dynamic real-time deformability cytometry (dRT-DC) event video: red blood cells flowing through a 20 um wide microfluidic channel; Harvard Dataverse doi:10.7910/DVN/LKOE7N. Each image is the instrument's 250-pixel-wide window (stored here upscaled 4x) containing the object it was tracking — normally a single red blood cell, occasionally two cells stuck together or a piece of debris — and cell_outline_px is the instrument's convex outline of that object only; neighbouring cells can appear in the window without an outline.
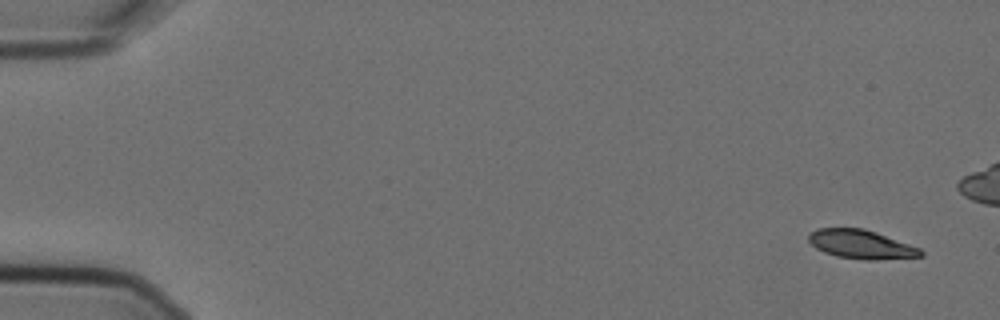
{"species": "Egyptian fruit bat (a non-hibernating species)", "species_latin": "Rousettus aegyptiacus", "temperature_condition": "cold", "stored_images_in_passage": 2, "segment_of_instrument_passage": [2, 2], "camera_frame_rate_fps": 3000, "um_per_image_px": 0.085, "animal": {"sex": "female"}, "frame": {"image": 1, "passage_image": 2, "time_ms": 0.333, "image_size_px": [1000, 320], "cell_outline_px": [[924, 256], [876, 260], [864, 260], [836, 256], [824, 252], [816, 248], [808, 240], [808, 236], [816, 228], [864, 228], [876, 232], [920, 248], [924, 252]], "centroid_in_image_um": [73.21, 20.77], "position_along_channel_um": 11.8, "area_um2": 18.84}}